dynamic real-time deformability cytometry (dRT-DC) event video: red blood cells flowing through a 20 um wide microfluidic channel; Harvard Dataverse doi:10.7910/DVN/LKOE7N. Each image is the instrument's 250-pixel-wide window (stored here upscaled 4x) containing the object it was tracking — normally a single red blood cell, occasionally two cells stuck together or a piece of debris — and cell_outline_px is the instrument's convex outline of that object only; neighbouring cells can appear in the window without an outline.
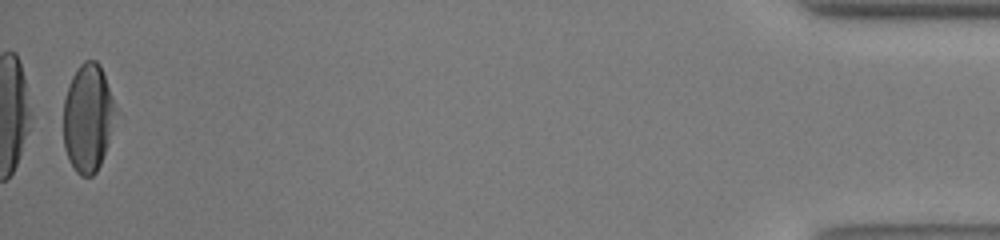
{"species": "human", "species_latin": "Homo sapiens", "temperature_condition": "warm", "stored_images_in_passage": 29, "camera_frame_rate_fps": 3000, "um_per_image_px": 0.085, "donor": {"sex": "male"}, "frame": {"image": 1, "passage_image": 29, "time_ms": 9.333, "image_size_px": [1000, 240], "cell_outline_px": [[120, 112], [100, 164], [96, 172], [92, 176], [80, 176], [76, 172], [68, 160], [64, 148], [64, 100], [68, 84], [72, 76], [80, 64], [84, 60], [96, 60], [100, 64]], "centroid_in_image_um": [7.51, 10.01], "position_along_channel_um": 427.7, "area_um2": 33.64}}